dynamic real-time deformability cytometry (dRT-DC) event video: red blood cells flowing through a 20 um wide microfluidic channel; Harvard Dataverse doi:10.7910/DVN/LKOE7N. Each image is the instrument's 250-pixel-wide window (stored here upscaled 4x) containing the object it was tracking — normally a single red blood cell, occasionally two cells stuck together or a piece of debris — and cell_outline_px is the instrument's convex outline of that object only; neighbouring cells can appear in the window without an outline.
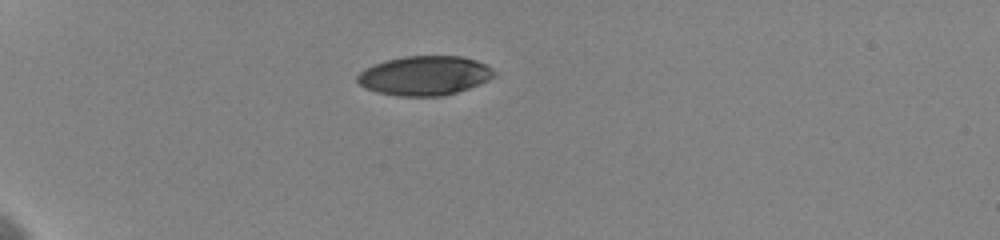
{"species": "human", "species_latin": "Homo sapiens", "temperature_condition": "cold", "stored_images_in_passage": 61, "camera_frame_rate_fps": 3000, "um_per_image_px": 0.085, "donor": {"sex": "female"}, "frame": {"image": 1, "passage_image": 1, "time_ms": 0.0, "image_size_px": [1000, 240], "cell_outline_px": [[496, 76], [488, 80], [468, 88], [444, 96], [396, 96], [376, 92], [364, 88], [356, 80], [356, 76], [364, 68], [388, 60], [404, 56], [460, 56], [476, 60], [488, 64], [496, 72]], "centroid_in_image_um": [36.1, 6.43], "position_along_channel_um": 48.9, "area_um2": 31.5}}
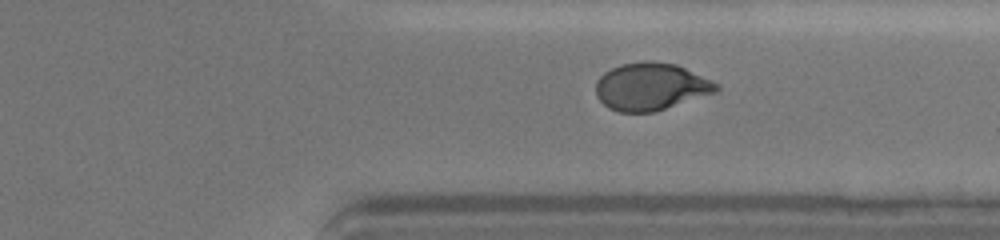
{"frame": {"image": 2, "passage_image": 46, "time_ms": 9.667, "image_size_px": [1000, 240], "cell_outline_px": [[720, 88], [716, 92], [652, 112], [620, 112], [608, 108], [596, 96], [596, 80], [604, 72], [620, 64], [640, 60], [652, 60], [676, 64], [712, 80], [720, 84]], "centroid_in_image_um": [55.31, 7.34], "position_along_channel_um": 356.1, "area_um2": 33.41}}
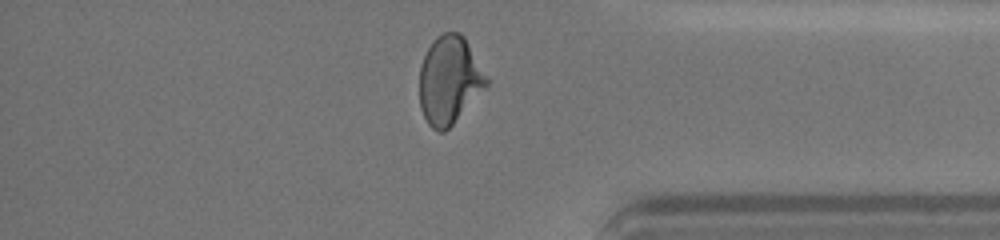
{"frame": {"image": 3, "passage_image": 49, "time_ms": 11.0, "image_size_px": [1000, 240], "cell_outline_px": [[488, 84], [452, 124], [444, 132], [440, 132], [432, 128], [428, 124], [420, 108], [420, 64], [428, 48], [436, 36], [444, 32], [460, 32], [464, 36], [488, 80]], "centroid_in_image_um": [38.16, 6.8], "position_along_channel_um": 397.0, "area_um2": 33.76}, "authors_computed_cell_mechanics": {"area_um2": 33.6396, "velocity_mm_per_s": 3.6176, "shape_relaxation_time_tau1_ms": 4.3296, "shape_relaxation_time_tau2_ms": 2.6229, "deformation_change_tau1": 0.1754, "deformation_change_tau2": 0.0502}}